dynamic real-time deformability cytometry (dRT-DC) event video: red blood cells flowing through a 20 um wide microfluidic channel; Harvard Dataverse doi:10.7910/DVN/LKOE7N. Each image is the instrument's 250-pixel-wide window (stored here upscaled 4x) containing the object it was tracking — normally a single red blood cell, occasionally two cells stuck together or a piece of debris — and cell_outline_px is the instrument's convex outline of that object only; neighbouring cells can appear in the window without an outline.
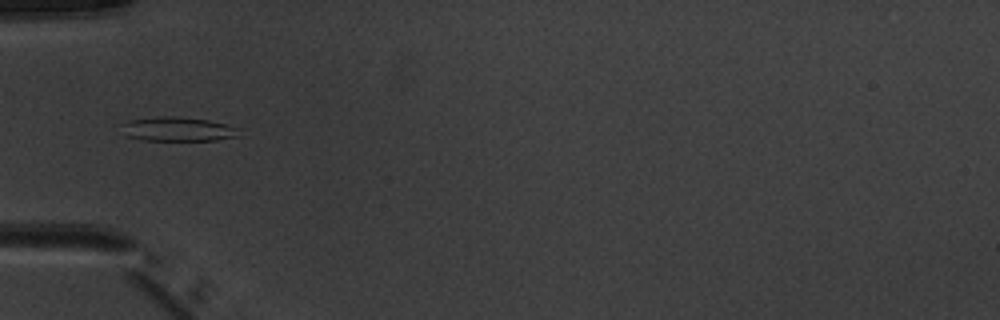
{"species": "common noctule bat (a hibernating species)", "species_latin": "Nyctalus noctula", "temperature_condition": "warm", "stored_images_in_passage": 5, "camera_frame_rate_fps": 3000, "um_per_image_px": 0.085, "animal": {"sex": "male", "body_mass_g": 20.1, "forearm_length_mm": 53.5}, "frame": {"image": 1, "passage_image": 5, "time_ms": 4.667, "image_size_px": [1000, 320], "cell_outline_px": [[240, 136], [216, 140], [144, 140], [124, 136], [116, 124], [128, 120], [156, 116], [172, 116], [208, 120], [240, 128]], "centroid_in_image_um": [15.01, 10.97], "position_along_channel_um": 70.0, "area_um2": 16.99}}